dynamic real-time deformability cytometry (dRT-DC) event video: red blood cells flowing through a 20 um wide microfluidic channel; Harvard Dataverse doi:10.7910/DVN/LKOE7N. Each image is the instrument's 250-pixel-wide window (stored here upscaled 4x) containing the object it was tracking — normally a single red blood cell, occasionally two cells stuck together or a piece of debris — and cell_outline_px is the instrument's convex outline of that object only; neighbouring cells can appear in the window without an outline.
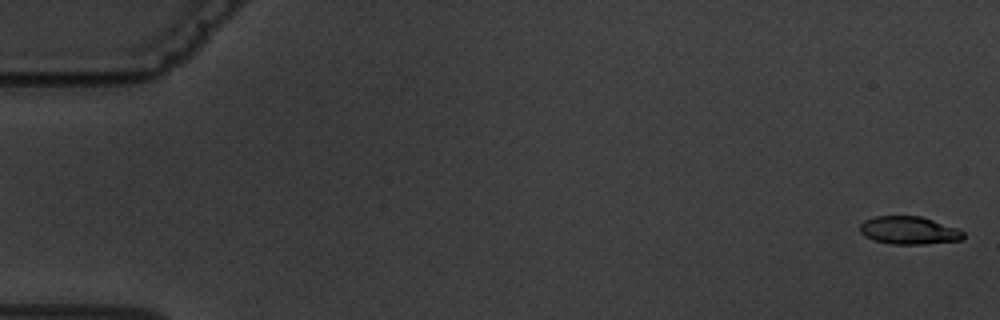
{"species": "common noctule bat (a hibernating species)", "species_latin": "Nyctalus noctula", "temperature_condition": "warm", "stored_images_in_passage": 8, "camera_frame_rate_fps": 3000, "um_per_image_px": 0.085, "animal": {"sex": "male", "body_mass_g": 19.5, "forearm_length_mm": 54.6}, "frame": {"image": 1, "passage_image": 1, "time_ms": 0.0, "image_size_px": [1000, 320], "cell_outline_px": [[964, 236], [960, 240], [924, 244], [892, 244], [872, 240], [864, 236], [860, 232], [860, 224], [864, 220], [876, 216], [920, 216], [960, 228], [964, 232]], "centroid_in_image_um": [77.26, 19.58], "position_along_channel_um": 7.7, "area_um2": 16.94}}
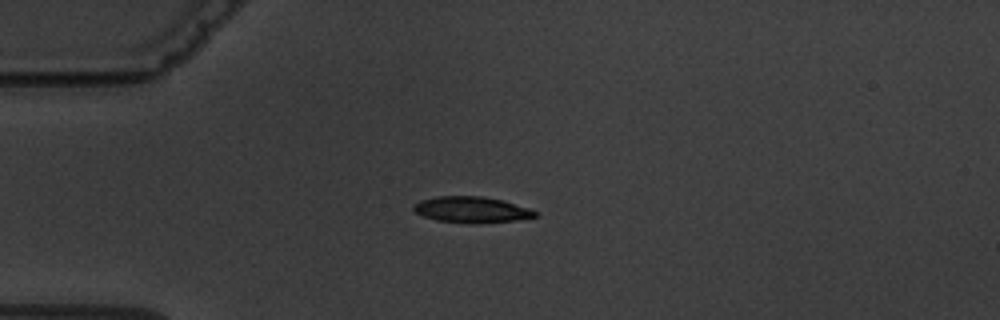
{"frame": {"image": 2, "passage_image": 5, "time_ms": 4.667, "image_size_px": [1000, 320], "cell_outline_px": [[536, 216], [516, 220], [476, 224], [472, 224], [436, 220], [424, 216], [416, 212], [412, 208], [412, 204], [420, 200], [436, 196], [480, 196], [504, 200], [528, 208], [536, 212]], "centroid_in_image_um": [40.04, 17.82], "position_along_channel_um": 45.0, "area_um2": 18.5}}
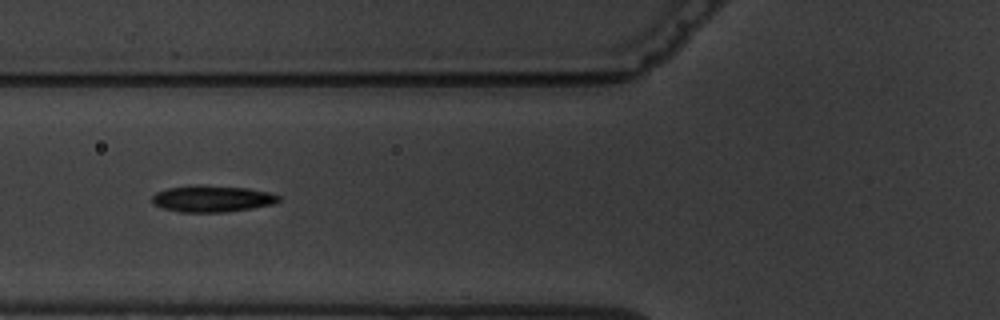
{"frame": {"image": 3, "passage_image": 7, "time_ms": 7.0, "image_size_px": [1000, 320], "cell_outline_px": [[280, 200], [272, 204], [252, 208], [224, 212], [180, 212], [164, 208], [152, 204], [152, 196], [156, 192], [168, 188], [196, 184], [204, 184], [248, 188], [268, 192], [280, 196]], "centroid_in_image_um": [18.01, 16.87], "position_along_channel_um": 107.8, "area_um2": 19.71}}